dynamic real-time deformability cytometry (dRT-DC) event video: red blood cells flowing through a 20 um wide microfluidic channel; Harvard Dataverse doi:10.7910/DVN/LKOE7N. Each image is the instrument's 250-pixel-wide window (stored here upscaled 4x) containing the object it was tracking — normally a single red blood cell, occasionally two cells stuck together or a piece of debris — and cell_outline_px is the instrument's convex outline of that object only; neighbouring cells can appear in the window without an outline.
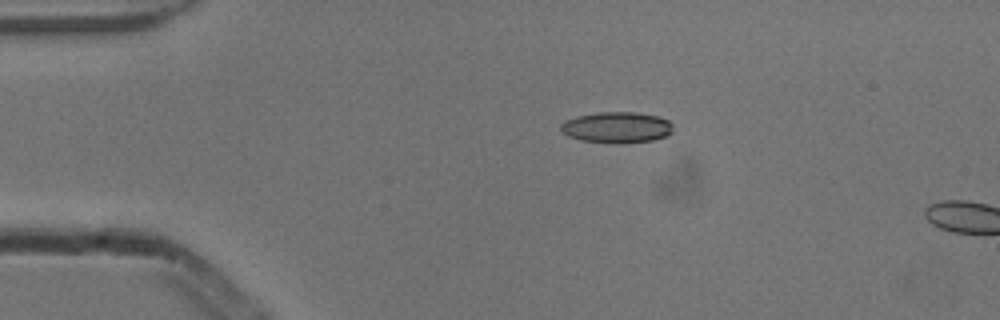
{"species": "common noctule bat (a hibernating species)", "species_latin": "Nyctalus noctula", "temperature_condition": "cold", "stored_images_in_passage": 2, "camera_frame_rate_fps": 3000, "um_per_image_px": 0.085, "animal": {"sex": "male", "body_mass_g": 13.3}, "frame": {"image": 1, "passage_image": 1, "time_ms": 0.0, "image_size_px": [1000, 320], "cell_outline_px": [[672, 132], [664, 136], [652, 140], [624, 144], [616, 144], [580, 140], [568, 136], [560, 128], [560, 124], [564, 120], [576, 116], [600, 112], [636, 112], [656, 116], [668, 120], [672, 124]], "centroid_in_image_um": [52.4, 10.83], "position_along_channel_um": 32.6, "area_um2": 20.4}}